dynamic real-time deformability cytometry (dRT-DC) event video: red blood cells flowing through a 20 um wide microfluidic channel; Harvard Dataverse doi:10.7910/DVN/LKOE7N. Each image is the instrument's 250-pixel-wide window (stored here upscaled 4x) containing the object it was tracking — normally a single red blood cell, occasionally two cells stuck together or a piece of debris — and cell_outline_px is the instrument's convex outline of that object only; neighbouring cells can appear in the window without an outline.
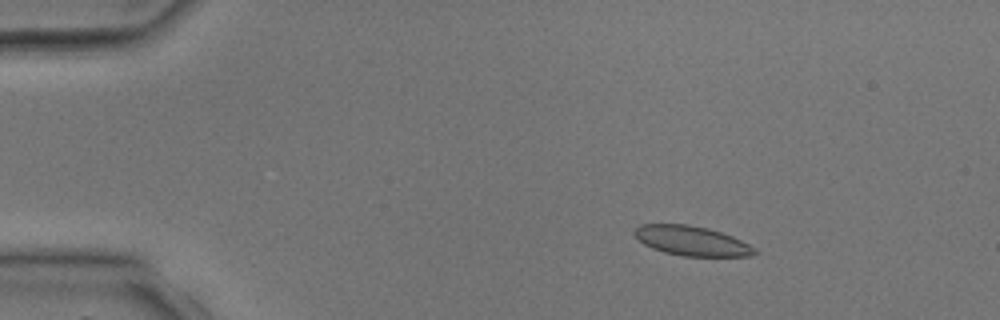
{"species": "common noctule bat (a hibernating species)", "species_latin": "Nyctalus noctula", "temperature_condition": "room temperature", "stored_images_in_passage": 5, "camera_frame_rate_fps": 3000, "um_per_image_px": 0.085, "animal": {"sex": "male", "body_mass_g": 17.9, "forearm_length_mm": 54.2}, "frame": {"image": 1, "passage_image": 2, "time_ms": 1.333, "image_size_px": [1000, 320], "cell_outline_px": [[756, 252], [752, 256], [684, 256], [664, 252], [652, 248], [644, 244], [632, 232], [640, 224], [688, 224], [708, 228], [732, 236], [756, 248]], "centroid_in_image_um": [58.78, 20.47], "position_along_channel_um": 26.2, "area_um2": 20.63}}